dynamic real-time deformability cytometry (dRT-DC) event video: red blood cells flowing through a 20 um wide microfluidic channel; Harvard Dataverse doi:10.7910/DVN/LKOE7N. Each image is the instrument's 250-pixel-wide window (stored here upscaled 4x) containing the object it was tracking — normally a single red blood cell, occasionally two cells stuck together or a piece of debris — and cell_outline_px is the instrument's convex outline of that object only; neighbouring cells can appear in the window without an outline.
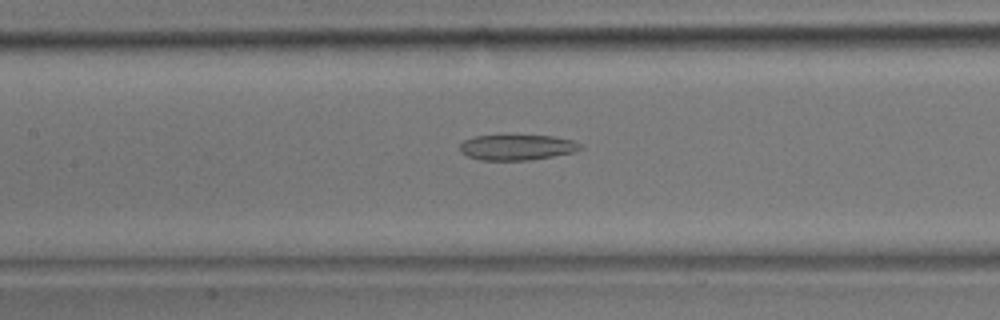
{"species": "common noctule bat (a hibernating species)", "species_latin": "Nyctalus noctula", "temperature_condition": "room temperature", "stored_images_in_passage": 39, "camera_frame_rate_fps": 3000, "um_per_image_px": 0.085, "animal": {"sex": "male", "body_mass_g": 17.9}, "frame": {"image": 1, "passage_image": 18, "time_ms": 5.667, "image_size_px": [1000, 320], "cell_outline_px": [[584, 148], [572, 152], [552, 156], [528, 160], [480, 160], [468, 156], [460, 152], [460, 144], [464, 140], [476, 136], [552, 136], [572, 140], [584, 144]], "centroid_in_image_um": [43.96, 12.53], "position_along_channel_um": 163.4, "area_um2": 17.74}}
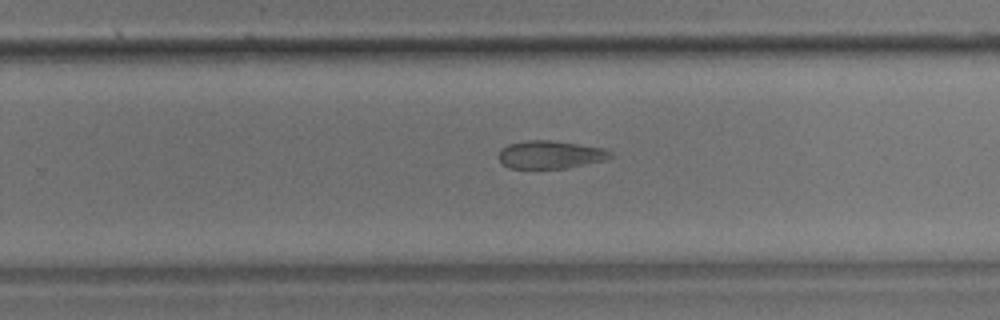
{"frame": {"image": 2, "passage_image": 25, "time_ms": 8.0, "image_size_px": [1000, 320], "cell_outline_px": [[616, 156], [604, 160], [568, 168], [508, 168], [496, 156], [508, 144], [528, 140], [552, 140], [604, 148], [612, 152]], "centroid_in_image_um": [46.81, 13.14], "position_along_channel_um": 283.0, "area_um2": 18.21}}
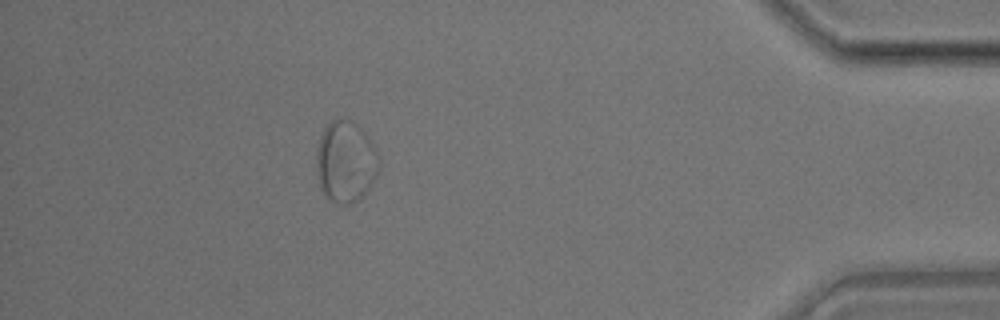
{"frame": {"image": 3, "passage_image": 35, "time_ms": 11.333, "image_size_px": [1000, 320], "cell_outline_px": [[380, 168], [376, 176], [368, 188], [356, 200], [348, 204], [336, 204], [324, 192], [320, 184], [316, 164], [316, 152], [320, 136], [324, 128], [332, 120], [344, 116], [356, 124], [364, 132], [376, 148], [380, 160]], "centroid_in_image_um": [29.39, 13.69], "position_along_channel_um": 405.8, "area_um2": 29.54}}